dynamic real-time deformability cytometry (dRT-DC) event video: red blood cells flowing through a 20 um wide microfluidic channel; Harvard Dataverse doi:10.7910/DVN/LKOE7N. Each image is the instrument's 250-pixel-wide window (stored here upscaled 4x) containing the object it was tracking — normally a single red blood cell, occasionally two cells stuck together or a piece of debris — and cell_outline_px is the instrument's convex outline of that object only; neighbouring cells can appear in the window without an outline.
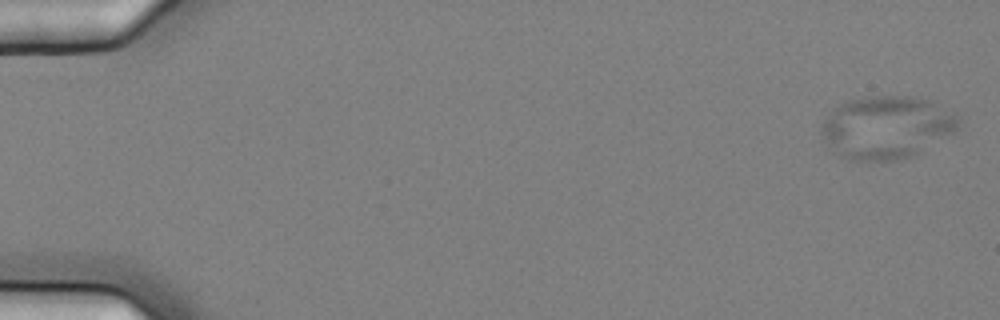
{"species": "common noctule bat (a hibernating species)", "species_latin": "Nyctalus noctula", "temperature_condition": "cold", "stored_images_in_passage": 5, "camera_frame_rate_fps": 3000, "um_per_image_px": 0.085, "animal": {"sex": "female", "body_mass_g": 25.1}, "frame": {"image": 1, "passage_image": 1, "time_ms": 0.0, "image_size_px": [1000, 320], "cell_outline_px": [[960, 120], [956, 128], [952, 132], [916, 152], [908, 156], [896, 160], [848, 160], [828, 144], [820, 132], [820, 128], [824, 120], [832, 108], [848, 100], [868, 96], [916, 96], [932, 100], [960, 116]], "centroid_in_image_um": [75.33, 10.77], "position_along_channel_um": 9.7, "area_um2": 49.48}}